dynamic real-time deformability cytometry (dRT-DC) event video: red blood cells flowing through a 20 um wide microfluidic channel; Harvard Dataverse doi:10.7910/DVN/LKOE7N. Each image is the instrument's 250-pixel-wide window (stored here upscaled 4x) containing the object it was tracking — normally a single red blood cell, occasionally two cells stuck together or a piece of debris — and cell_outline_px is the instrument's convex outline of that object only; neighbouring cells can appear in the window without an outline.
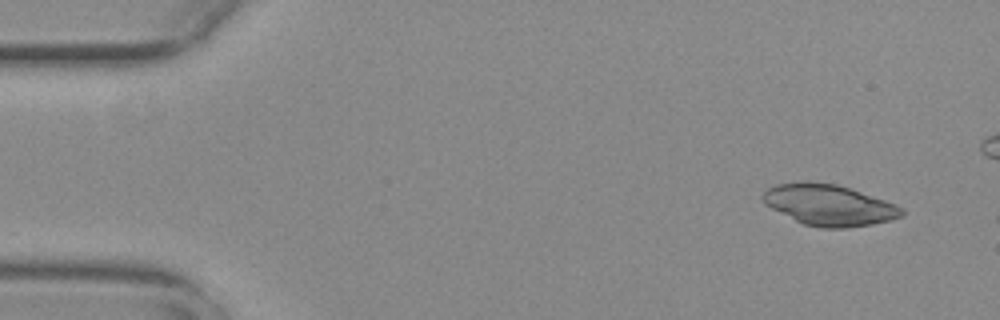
{"species": "common noctule bat (a hibernating species)", "species_latin": "Nyctalus noctula", "temperature_condition": "warm", "stored_images_in_passage": 9, "camera_frame_rate_fps": 3000, "um_per_image_px": 0.085, "animal": {"sex": "female", "body_mass_g": 29.2, "forearm_length_mm": 56.3}, "frame": {"image": 1, "passage_image": 2, "time_ms": 0.333, "image_size_px": [1000, 320], "cell_outline_px": [[904, 216], [892, 220], [872, 224], [844, 228], [820, 228], [804, 224], [764, 204], [760, 196], [768, 188], [776, 184], [796, 180], [808, 180], [836, 184], [896, 204], [904, 208]], "centroid_in_image_um": [70.45, 17.41], "position_along_channel_um": 14.5, "area_um2": 33.41}}